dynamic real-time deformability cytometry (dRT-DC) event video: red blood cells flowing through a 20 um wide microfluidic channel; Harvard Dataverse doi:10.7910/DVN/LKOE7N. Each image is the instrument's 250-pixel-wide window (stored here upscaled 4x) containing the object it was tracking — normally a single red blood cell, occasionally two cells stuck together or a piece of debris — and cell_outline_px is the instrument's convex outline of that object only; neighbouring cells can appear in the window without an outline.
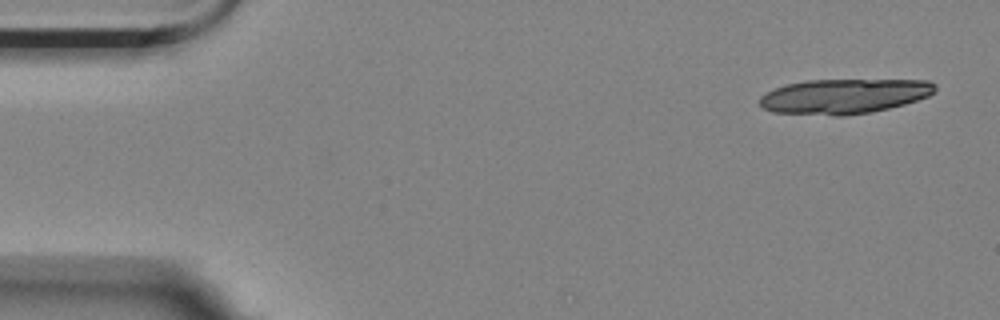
{"species": "Egyptian fruit bat (a non-hibernating species)", "species_latin": "Rousettus aegyptiacus", "temperature_condition": "room temperature", "stored_images_in_passage": 3, "camera_frame_rate_fps": 3000, "um_per_image_px": 0.085, "animal": {"sex": "female"}, "frame": {"image": 1, "passage_image": 1, "time_ms": 0.0, "image_size_px": [1000, 320], "cell_outline_px": [[936, 92], [928, 96], [904, 104], [872, 112], [844, 116], [836, 116], [772, 112], [764, 108], [760, 104], [760, 96], [776, 88], [788, 84], [804, 80], [928, 80], [936, 84]], "centroid_in_image_um": [71.77, 8.18], "position_along_channel_um": 13.2, "area_um2": 35.66}}